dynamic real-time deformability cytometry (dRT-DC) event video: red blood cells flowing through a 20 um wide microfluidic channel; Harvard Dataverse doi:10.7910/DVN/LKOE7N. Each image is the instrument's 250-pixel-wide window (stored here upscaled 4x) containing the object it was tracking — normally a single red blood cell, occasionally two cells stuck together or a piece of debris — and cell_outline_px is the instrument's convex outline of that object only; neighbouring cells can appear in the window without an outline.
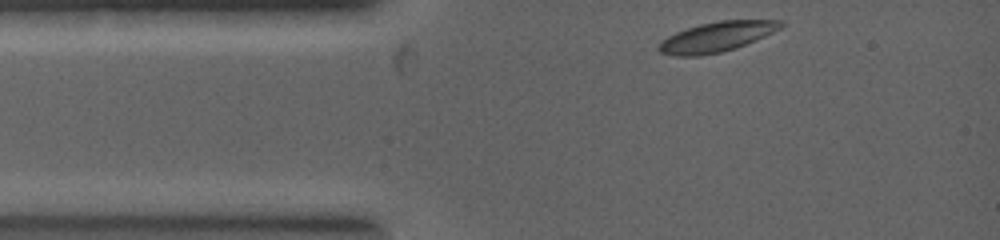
{"species": "common noctule bat (a hibernating species)", "species_latin": "Nyctalus noctula", "temperature_condition": "warm", "stored_images_in_passage": 4, "camera_frame_rate_fps": 5000, "um_per_image_px": 0.085, "animal": {"sex": "female", "body_mass_g": 19.0, "forearm_length_mm": 53.3}, "frame": {"image": 1, "passage_image": 1, "time_ms": 0.0, "image_size_px": [1000, 240], "cell_outline_px": [[784, 24], [780, 28], [764, 36], [736, 48], [720, 52], [700, 56], [676, 56], [660, 52], [656, 48], [660, 40], [676, 32], [700, 24], [720, 20], [784, 20]], "centroid_in_image_um": [60.88, 3.13], "position_along_channel_um": 24.1, "area_um2": 21.21}}
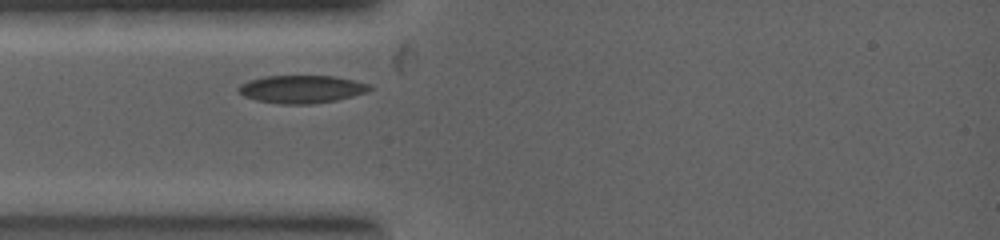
{"frame": {"image": 2, "passage_image": 4, "time_ms": 1.0, "image_size_px": [1000, 240], "cell_outline_px": [[372, 88], [364, 92], [336, 100], [308, 104], [284, 104], [260, 100], [244, 96], [240, 92], [240, 84], [248, 80], [264, 76], [332, 76], [352, 80], [368, 84]], "centroid_in_image_um": [25.61, 7.57], "position_along_channel_um": 59.4, "area_um2": 20.69}}